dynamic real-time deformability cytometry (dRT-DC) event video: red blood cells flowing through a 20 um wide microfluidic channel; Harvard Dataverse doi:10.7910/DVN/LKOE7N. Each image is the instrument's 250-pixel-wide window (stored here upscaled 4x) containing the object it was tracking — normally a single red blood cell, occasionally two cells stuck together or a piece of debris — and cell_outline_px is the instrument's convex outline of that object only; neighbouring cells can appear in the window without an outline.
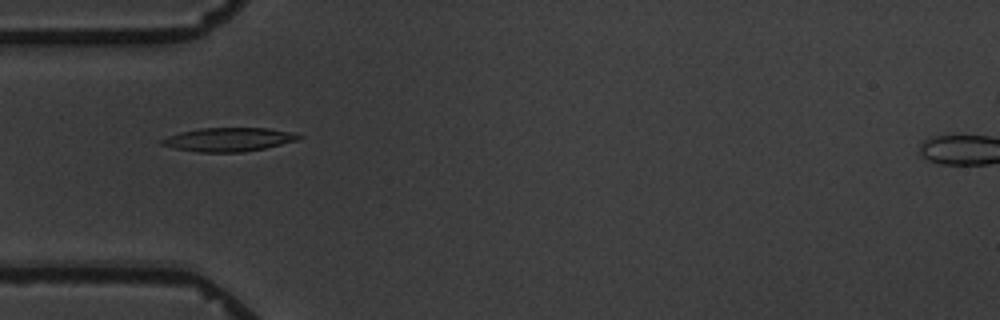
{"species": "common noctule bat (a hibernating species)", "species_latin": "Nyctalus noctula", "temperature_condition": "warm", "stored_images_in_passage": 8, "camera_frame_rate_fps": 3000, "um_per_image_px": 0.085, "animal": {"sex": "male", "body_mass_g": 19.5, "forearm_length_mm": 54.6}, "frame": {"image": 1, "passage_image": 5, "time_ms": 4.667, "image_size_px": [1000, 320], "cell_outline_px": [[304, 136], [296, 140], [264, 148], [244, 152], [196, 152], [176, 148], [160, 144], [160, 140], [168, 136], [180, 132], [200, 128], [268, 128], [288, 132]], "centroid_in_image_um": [19.39, 11.86], "position_along_channel_um": 65.6, "area_um2": 18.67}}
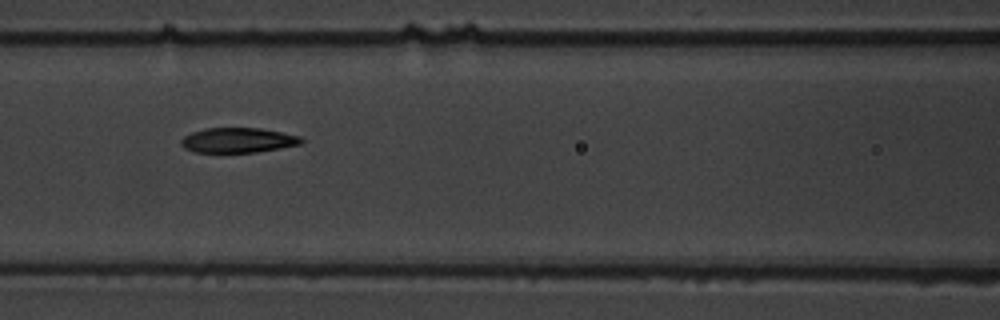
{"frame": {"image": 2, "passage_image": 7, "time_ms": 7.0, "image_size_px": [1000, 320], "cell_outline_px": [[304, 140], [300, 144], [280, 148], [256, 152], [192, 152], [184, 148], [180, 144], [180, 140], [184, 136], [192, 132], [204, 128], [260, 128], [300, 136]], "centroid_in_image_um": [20.19, 11.92], "position_along_channel_um": 146.4, "area_um2": 17.46}}
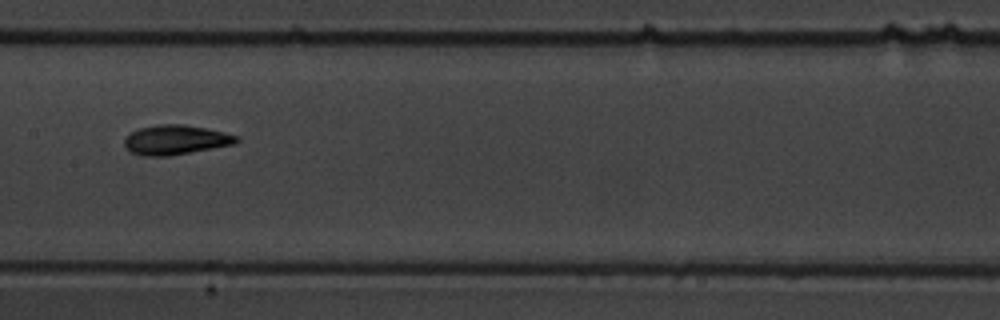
{"frame": {"image": 3, "passage_image": 8, "time_ms": 8.333, "image_size_px": [1000, 320], "cell_outline_px": [[240, 140], [236, 144], [168, 156], [144, 156], [132, 152], [124, 144], [124, 140], [132, 132], [140, 128], [160, 124], [184, 124], [224, 132], [240, 136]], "centroid_in_image_um": [14.99, 11.88], "position_along_channel_um": 192.4, "area_um2": 19.19}}